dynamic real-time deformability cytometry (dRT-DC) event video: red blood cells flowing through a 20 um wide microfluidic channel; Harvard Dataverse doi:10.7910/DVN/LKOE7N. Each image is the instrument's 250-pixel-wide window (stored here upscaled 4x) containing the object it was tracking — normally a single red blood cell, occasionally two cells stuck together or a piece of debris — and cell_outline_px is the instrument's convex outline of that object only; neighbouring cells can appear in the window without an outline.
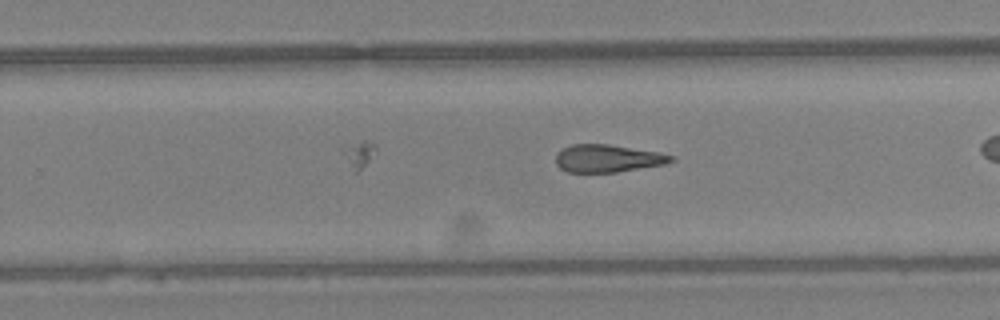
{"species": "Egyptian fruit bat (a non-hibernating species)", "species_latin": "Rousettus aegyptiacus", "temperature_condition": "warm", "stored_images_in_passage": 24, "camera_frame_rate_fps": 3000, "um_per_image_px": 0.085, "animal": {"sex": "female"}, "frame": {"image": 1, "passage_image": 17, "time_ms": 5.333, "image_size_px": [1000, 320], "cell_outline_px": [[676, 160], [664, 164], [616, 172], [568, 172], [560, 168], [556, 164], [556, 152], [560, 148], [572, 144], [608, 144], [660, 152], [676, 156]], "centroid_in_image_um": [51.65, 13.45], "position_along_channel_um": 278.2, "area_um2": 18.73}}